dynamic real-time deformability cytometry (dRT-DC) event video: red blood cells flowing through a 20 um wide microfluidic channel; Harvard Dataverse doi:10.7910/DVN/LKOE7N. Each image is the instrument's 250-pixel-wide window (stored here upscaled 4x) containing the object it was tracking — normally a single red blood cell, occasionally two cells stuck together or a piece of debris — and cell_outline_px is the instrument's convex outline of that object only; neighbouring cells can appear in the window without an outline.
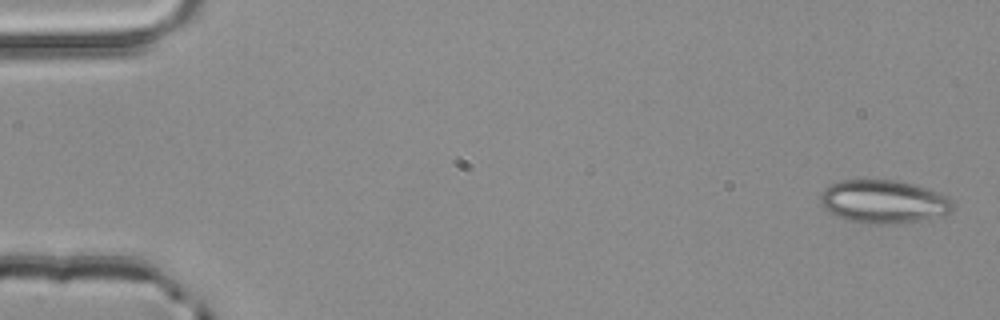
{"species": "common noctule bat (a hibernating species)", "species_latin": "Nyctalus noctula", "temperature_condition": "room temperature", "stored_images_in_passage": 4, "camera_frame_rate_fps": 3000, "um_per_image_px": 0.085, "animal": {"sex": "male", "body_mass_g": 20.4}, "frame": {"image": 1, "passage_image": 1, "time_ms": 0.0, "image_size_px": [1000, 320], "cell_outline_px": [[956, 204], [944, 220], [900, 224], [872, 224], [844, 220], [836, 216], [824, 208], [820, 204], [820, 192], [828, 184], [840, 180], [896, 180], [912, 184], [948, 196]], "centroid_in_image_um": [75.18, 17.18], "position_along_channel_um": 9.8, "area_um2": 34.62}}